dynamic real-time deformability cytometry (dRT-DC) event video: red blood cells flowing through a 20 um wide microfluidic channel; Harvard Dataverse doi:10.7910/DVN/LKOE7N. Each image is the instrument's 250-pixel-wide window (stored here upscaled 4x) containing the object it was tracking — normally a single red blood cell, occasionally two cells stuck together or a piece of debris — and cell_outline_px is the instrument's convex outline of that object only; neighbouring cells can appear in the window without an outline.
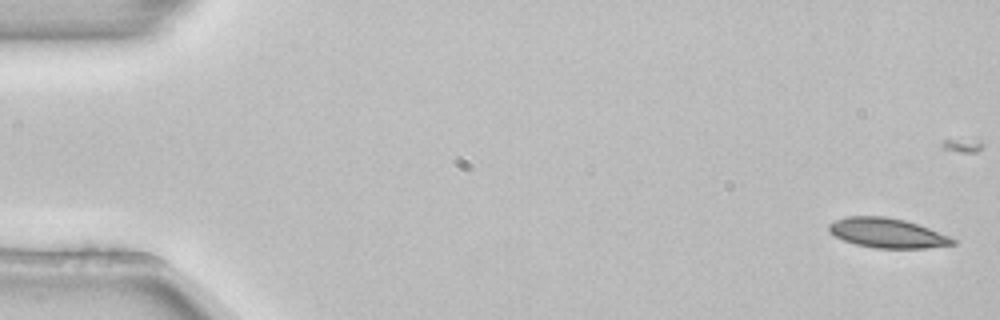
{"species": "common noctule bat (a hibernating species)", "species_latin": "Nyctalus noctula", "temperature_condition": "room temperature", "stored_images_in_passage": 4, "camera_frame_rate_fps": 3000, "um_per_image_px": 0.085, "animal": {"sex": "female", "body_mass_g": 22.7, "forearm_length_mm": 54.2}, "frame": {"image": 1, "passage_image": 1, "time_ms": 0.0, "image_size_px": [1000, 320], "cell_outline_px": [[956, 244], [924, 248], [876, 248], [856, 244], [844, 240], [828, 232], [828, 224], [844, 216], [884, 216], [904, 220], [928, 228], [948, 236], [956, 240]], "centroid_in_image_um": [75.38, 19.8], "position_along_channel_um": 9.6, "area_um2": 21.21}}